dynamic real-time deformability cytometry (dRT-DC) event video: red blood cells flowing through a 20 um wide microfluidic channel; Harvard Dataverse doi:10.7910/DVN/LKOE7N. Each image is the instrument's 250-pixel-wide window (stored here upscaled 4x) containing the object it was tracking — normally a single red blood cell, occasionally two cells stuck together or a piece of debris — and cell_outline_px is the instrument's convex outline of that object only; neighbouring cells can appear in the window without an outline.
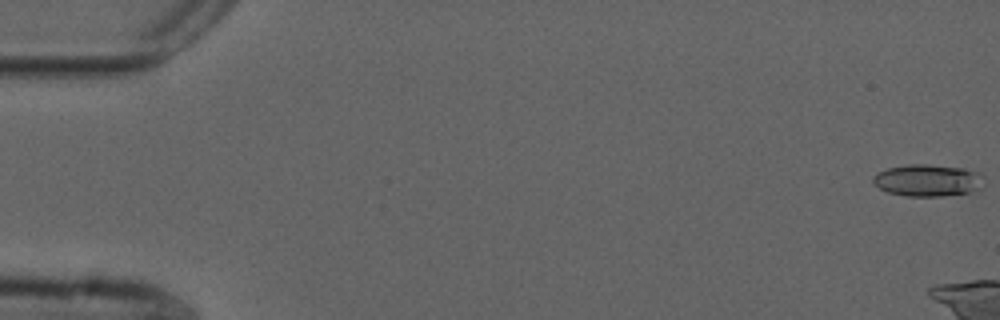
{"species": "common noctule bat (a hibernating species)", "species_latin": "Nyctalus noctula", "temperature_condition": "cold", "stored_images_in_passage": 8, "camera_frame_rate_fps": 3000, "um_per_image_px": 0.085, "animal": {"sex": "male", "forearm_length_mm": 52.5}, "frame": {"image": 1, "passage_image": 1, "time_ms": 0.0, "image_size_px": [1000, 320], "cell_outline_px": [[984, 188], [968, 192], [944, 196], [908, 196], [888, 192], [880, 188], [872, 180], [872, 176], [888, 168], [908, 164], [928, 164], [964, 168], [980, 172], [984, 176]], "centroid_in_image_um": [78.93, 15.32], "position_along_channel_um": 6.1, "area_um2": 20.81}}